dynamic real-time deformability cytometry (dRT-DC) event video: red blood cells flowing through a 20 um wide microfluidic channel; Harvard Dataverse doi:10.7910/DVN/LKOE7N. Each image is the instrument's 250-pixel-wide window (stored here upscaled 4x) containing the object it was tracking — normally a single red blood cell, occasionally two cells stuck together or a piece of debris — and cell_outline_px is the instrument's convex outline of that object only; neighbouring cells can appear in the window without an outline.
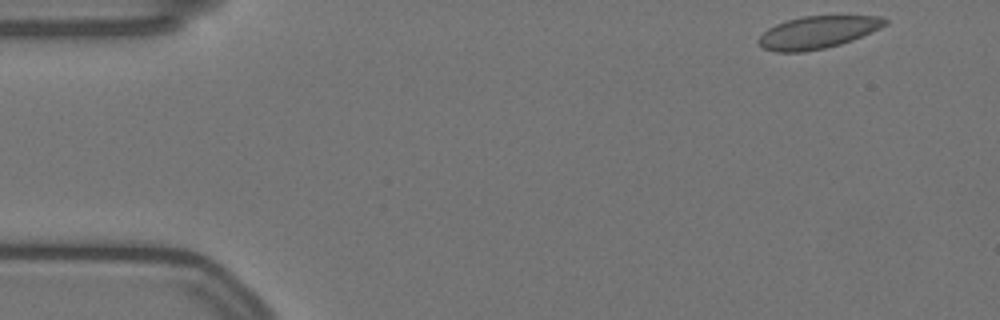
{"species": "Egyptian fruit bat (a non-hibernating species)", "species_latin": "Rousettus aegyptiacus", "temperature_condition": "warm", "stored_images_in_passage": 12, "camera_frame_rate_fps": 3000, "um_per_image_px": 0.085, "animal": {"sex": "female"}, "frame": {"image": 1, "passage_image": 1, "time_ms": 0.0, "image_size_px": [1000, 320], "cell_outline_px": [[888, 24], [880, 28], [852, 40], [840, 44], [824, 48], [804, 52], [776, 52], [764, 48], [756, 40], [768, 28], [776, 24], [788, 20], [804, 16], [880, 16], [888, 20]], "centroid_in_image_um": [69.5, 2.75], "position_along_channel_um": 15.5, "area_um2": 23.7}}
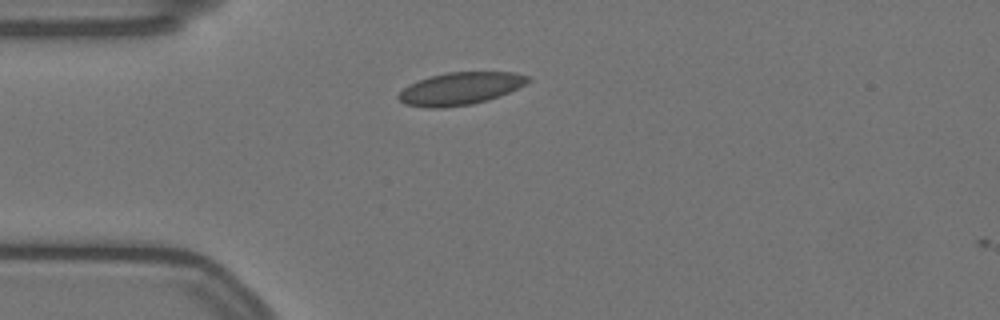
{"frame": {"image": 2, "passage_image": 11, "time_ms": 3.333, "image_size_px": [1000, 320], "cell_outline_px": [[532, 80], [508, 92], [488, 100], [472, 104], [444, 108], [424, 108], [404, 104], [396, 96], [404, 88], [420, 80], [432, 76], [448, 72], [516, 72], [528, 76]], "centroid_in_image_um": [39.12, 7.54], "position_along_channel_um": 45.9, "area_um2": 24.33}}